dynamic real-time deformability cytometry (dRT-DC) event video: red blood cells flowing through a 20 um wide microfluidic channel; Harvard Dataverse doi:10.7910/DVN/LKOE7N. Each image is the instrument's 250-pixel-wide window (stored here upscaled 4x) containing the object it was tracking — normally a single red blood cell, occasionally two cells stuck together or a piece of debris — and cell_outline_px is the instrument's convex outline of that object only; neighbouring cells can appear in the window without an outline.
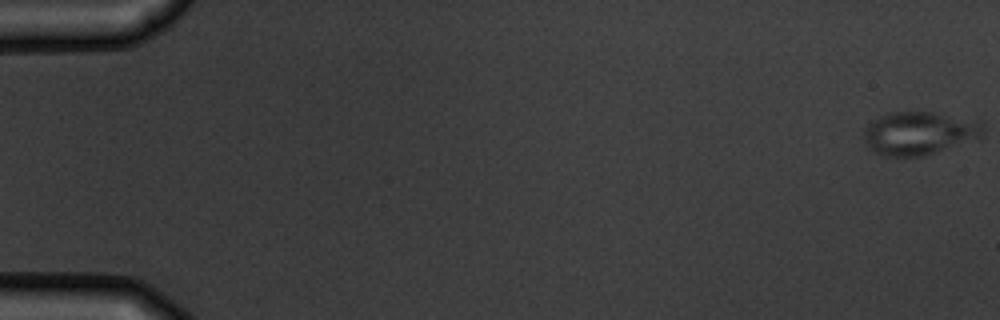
{"species": "common noctule bat (a hibernating species)", "species_latin": "Nyctalus noctula", "temperature_condition": "warm", "stored_images_in_passage": 8, "camera_frame_rate_fps": 3000, "um_per_image_px": 0.085, "animal": {"sex": "male", "body_mass_g": 19.5, "forearm_length_mm": 54.6}, "frame": {"image": 1, "passage_image": 1, "time_ms": 0.0, "image_size_px": [1000, 320], "cell_outline_px": [[984, 136], [980, 140], [924, 156], [884, 156], [876, 152], [868, 144], [864, 136], [864, 128], [872, 120], [880, 116], [892, 112], [932, 112], [980, 120], [984, 124]], "centroid_in_image_um": [78.25, 11.32], "position_along_channel_um": 6.8, "area_um2": 30.46}}